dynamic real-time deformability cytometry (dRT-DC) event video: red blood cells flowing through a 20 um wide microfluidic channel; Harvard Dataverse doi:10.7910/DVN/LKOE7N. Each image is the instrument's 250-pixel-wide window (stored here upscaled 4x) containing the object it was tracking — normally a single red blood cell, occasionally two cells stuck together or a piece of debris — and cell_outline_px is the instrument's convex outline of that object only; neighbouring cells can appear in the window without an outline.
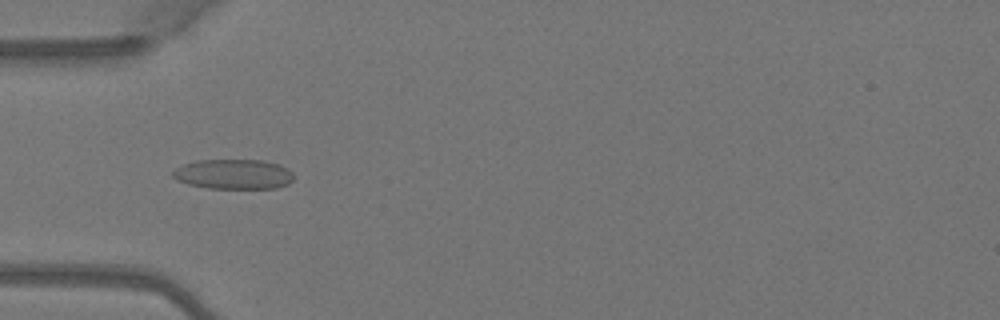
{"species": "Egyptian fruit bat (a non-hibernating species)", "species_latin": "Rousettus aegyptiacus", "temperature_condition": "warm", "stored_images_in_passage": 6, "camera_frame_rate_fps": 3000, "um_per_image_px": 0.085, "animal": {"sex": "female"}, "frame": {"image": 1, "passage_image": 4, "time_ms": 1.0, "image_size_px": [1000, 320], "cell_outline_px": [[292, 180], [288, 184], [276, 188], [208, 188], [188, 184], [176, 180], [172, 176], [172, 172], [176, 168], [184, 164], [196, 160], [264, 160], [280, 164], [288, 168], [292, 172]], "centroid_in_image_um": [19.85, 14.8], "position_along_channel_um": 65.1, "area_um2": 21.15}}
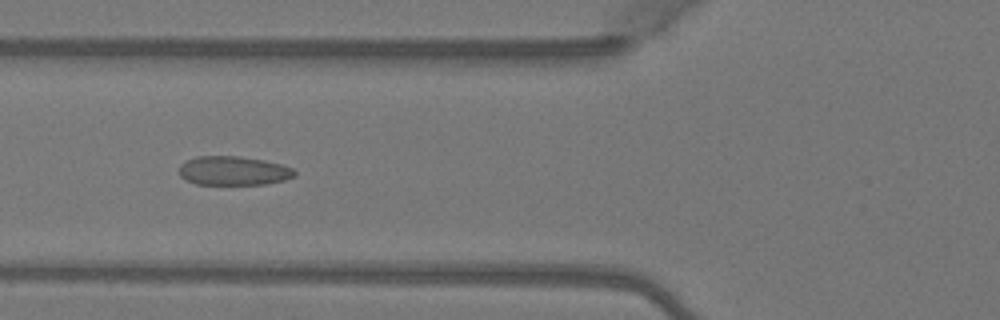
{"frame": {"image": 2, "passage_image": 5, "time_ms": 1.333, "image_size_px": [1000, 320], "cell_outline_px": [[296, 176], [284, 180], [264, 184], [196, 184], [180, 176], [180, 164], [196, 156], [240, 156], [264, 160], [280, 164], [292, 168], [296, 172]], "centroid_in_image_um": [19.86, 14.51], "position_along_channel_um": 105.9, "area_um2": 19.42}}
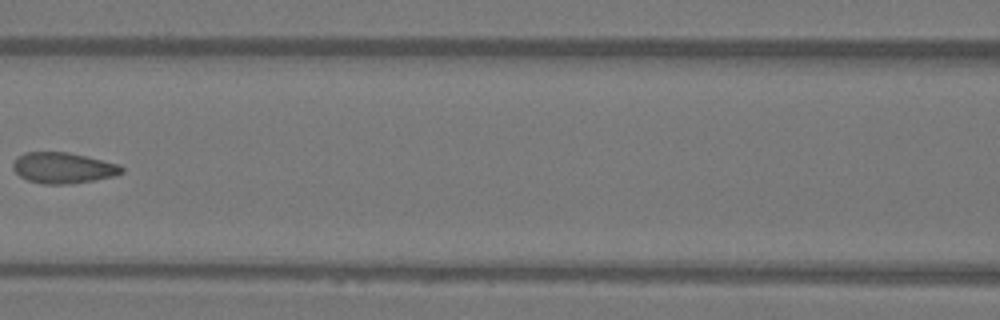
{"frame": {"image": 3, "passage_image": 6, "time_ms": 1.667, "image_size_px": [1000, 320], "cell_outline_px": [[124, 172], [116, 176], [72, 184], [44, 184], [28, 180], [20, 176], [12, 168], [12, 164], [16, 156], [24, 152], [68, 152], [120, 164], [124, 168]], "centroid_in_image_um": [5.37, 14.27], "position_along_channel_um": 161.2, "area_um2": 19.77}}